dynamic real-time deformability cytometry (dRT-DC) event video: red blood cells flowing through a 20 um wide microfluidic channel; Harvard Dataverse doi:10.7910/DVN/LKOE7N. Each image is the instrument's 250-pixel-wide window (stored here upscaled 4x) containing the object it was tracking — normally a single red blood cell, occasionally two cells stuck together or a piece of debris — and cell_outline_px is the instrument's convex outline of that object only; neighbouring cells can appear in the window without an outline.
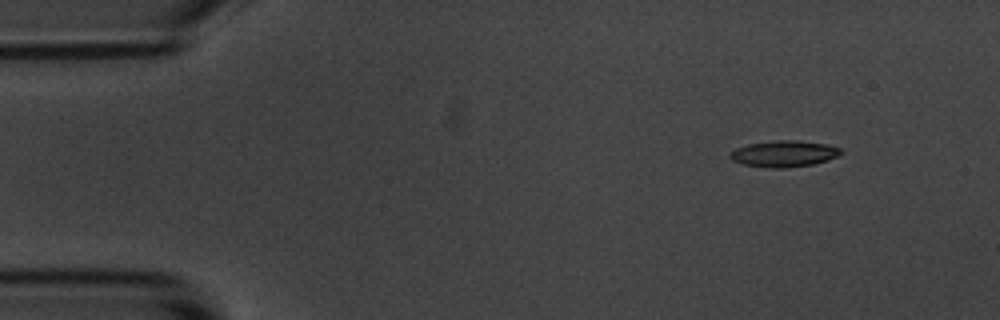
{"species": "common noctule bat (a hibernating species)", "species_latin": "Nyctalus noctula", "temperature_condition": "room temperature", "stored_images_in_passage": 3, "camera_frame_rate_fps": 3000, "um_per_image_px": 0.085, "animal": {"sex": "male", "body_mass_g": 20.1, "forearm_length_mm": 53.5}, "frame": {"image": 1, "passage_image": 3, "time_ms": 2.333, "image_size_px": [1000, 320], "cell_outline_px": [[844, 152], [828, 160], [812, 164], [784, 168], [772, 168], [740, 164], [732, 160], [728, 156], [728, 152], [736, 148], [748, 144], [776, 140], [796, 140], [828, 144], [840, 148]], "centroid_in_image_um": [66.6, 13.06], "position_along_channel_um": 18.4, "area_um2": 17.11}}